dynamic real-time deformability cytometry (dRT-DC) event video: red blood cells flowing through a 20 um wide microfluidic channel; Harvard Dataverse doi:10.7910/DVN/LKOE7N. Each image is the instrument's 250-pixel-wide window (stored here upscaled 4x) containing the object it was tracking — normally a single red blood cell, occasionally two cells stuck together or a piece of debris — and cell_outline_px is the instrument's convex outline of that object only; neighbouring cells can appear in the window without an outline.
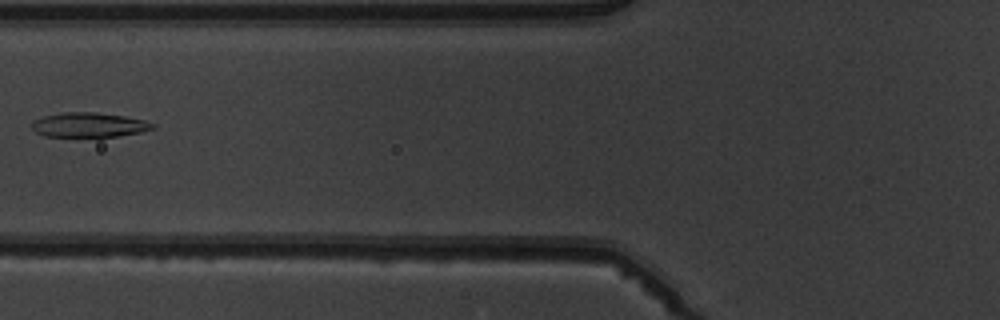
{"species": "common noctule bat (a hibernating species)", "species_latin": "Nyctalus noctula", "temperature_condition": "warm", "stored_images_in_passage": 3, "camera_frame_rate_fps": 3000, "um_per_image_px": 0.085, "animal": {"sex": "male", "body_mass_g": 19.5, "forearm_length_mm": 54.6}, "frame": {"image": 1, "passage_image": 3, "time_ms": 3.333, "image_size_px": [1000, 320], "cell_outline_px": [[156, 128], [140, 132], [116, 136], [44, 136], [36, 132], [32, 128], [32, 120], [44, 116], [64, 112], [96, 112], [124, 116], [144, 120], [156, 124]], "centroid_in_image_um": [7.57, 10.6], "position_along_channel_um": 118.2, "area_um2": 17.22}}